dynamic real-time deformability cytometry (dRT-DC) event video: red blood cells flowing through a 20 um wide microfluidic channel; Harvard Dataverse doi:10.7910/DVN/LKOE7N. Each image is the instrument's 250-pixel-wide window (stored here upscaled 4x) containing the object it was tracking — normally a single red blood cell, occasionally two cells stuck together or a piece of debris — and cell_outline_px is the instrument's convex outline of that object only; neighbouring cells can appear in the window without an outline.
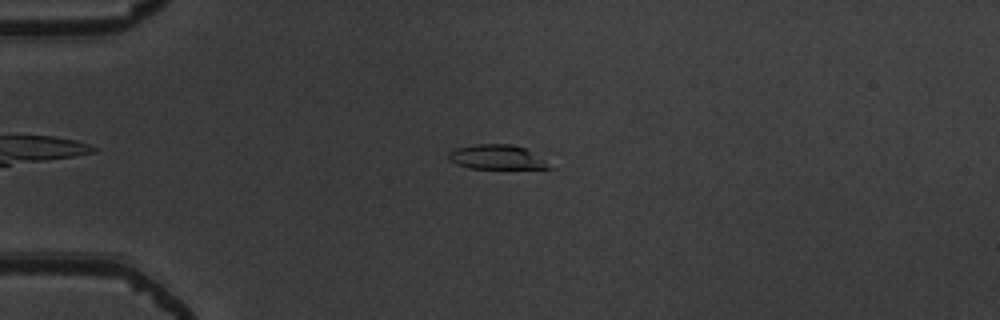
{"species": "common noctule bat (a hibernating species)", "species_latin": "Nyctalus noctula", "temperature_condition": "warm", "stored_images_in_passage": 43, "camera_frame_rate_fps": 3000, "um_per_image_px": 0.085, "animal": {"sex": "male", "body_mass_g": 19.5, "forearm_length_mm": 54.6}, "frame": {"image": 1, "passage_image": 4, "time_ms": 1.0, "image_size_px": [1000, 320], "cell_outline_px": [[556, 168], [468, 168], [456, 164], [448, 160], [448, 152], [456, 148], [476, 144], [512, 144], [524, 148], [544, 160]], "centroid_in_image_um": [42.18, 13.35], "position_along_channel_um": 42.8, "area_um2": 14.22}}
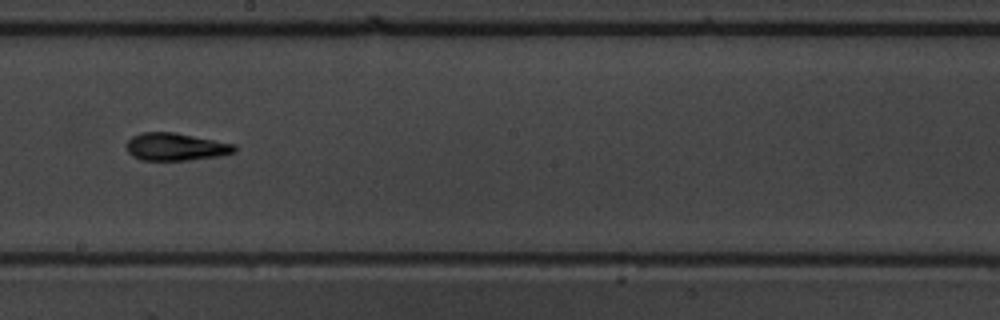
{"frame": {"image": 2, "passage_image": 21, "time_ms": 6.667, "image_size_px": [1000, 320], "cell_outline_px": [[236, 152], [220, 156], [188, 160], [140, 160], [132, 156], [128, 152], [128, 140], [132, 136], [140, 132], [176, 132], [236, 144]], "centroid_in_image_um": [14.96, 12.47], "position_along_channel_um": 233.2, "area_um2": 17.51}}
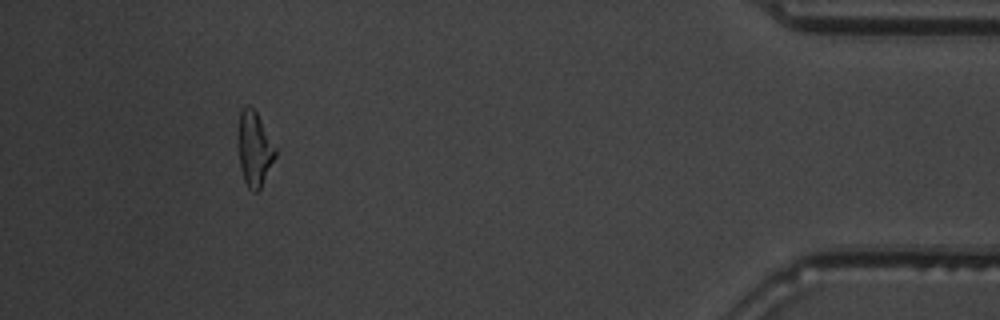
{"frame": {"image": 3, "passage_image": 39, "time_ms": 12.667, "image_size_px": [1000, 320], "cell_outline_px": [[276, 156], [260, 188], [256, 192], [252, 192], [248, 188], [244, 180], [240, 168], [240, 112], [248, 104], [256, 112], [276, 148]], "centroid_in_image_um": [21.65, 12.7], "position_along_channel_um": 413.5, "area_um2": 15.49}, "authors_computed_cell_mechanics": {"area_um2": 16.6464, "velocity_mm_per_s": 3.9221, "shape_relaxation_time_tau1_ms": 4.419, "shape_relaxation_time_tau2_ms": 2.5472, "deformation_change_tau1": 0.1849, "deformation_change_tau2": 0.1374}}